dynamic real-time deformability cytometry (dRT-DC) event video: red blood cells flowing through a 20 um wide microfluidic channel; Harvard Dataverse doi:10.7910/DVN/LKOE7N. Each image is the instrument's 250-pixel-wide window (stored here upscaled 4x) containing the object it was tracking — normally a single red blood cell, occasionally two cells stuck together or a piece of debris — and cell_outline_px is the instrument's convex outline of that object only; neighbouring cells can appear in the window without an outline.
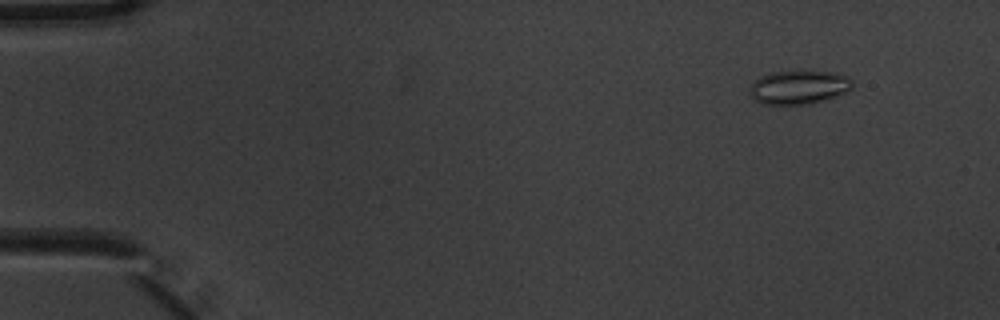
{"species": "common noctule bat (a hibernating species)", "species_latin": "Nyctalus noctula", "temperature_condition": "warm", "stored_images_in_passage": 5, "camera_frame_rate_fps": 3000, "um_per_image_px": 0.085, "animal": {"sex": "male", "body_mass_g": 20.1, "forearm_length_mm": 53.5}, "frame": {"image": 1, "passage_image": 2, "time_ms": 0.333, "image_size_px": [1000, 320], "cell_outline_px": [[852, 88], [848, 92], [828, 100], [812, 104], [760, 104], [748, 92], [748, 88], [760, 76], [772, 72], [832, 72], [848, 76], [852, 80]], "centroid_in_image_um": [67.93, 7.44], "position_along_channel_um": 17.1, "area_um2": 20.29}}
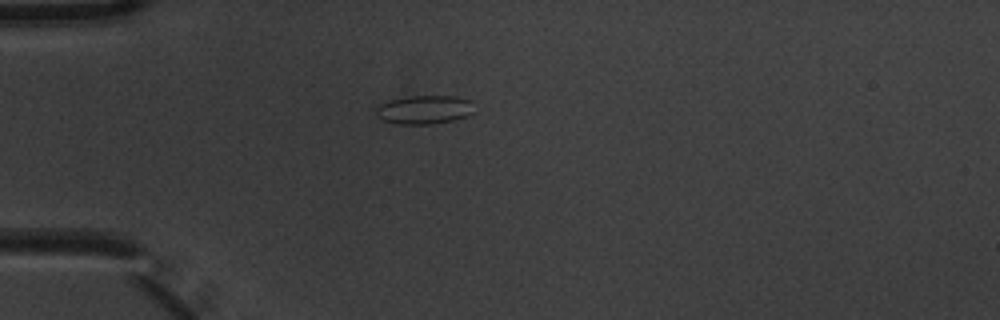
{"frame": {"image": 2, "passage_image": 5, "time_ms": 1.333, "image_size_px": [1000, 320], "cell_outline_px": [[476, 112], [468, 116], [456, 120], [432, 124], [396, 124], [384, 120], [376, 116], [376, 108], [380, 104], [388, 100], [408, 96], [456, 96], [472, 100]], "centroid_in_image_um": [36.13, 9.32], "position_along_channel_um": 48.9, "area_um2": 16.82}}